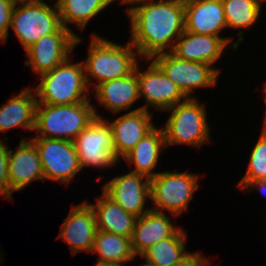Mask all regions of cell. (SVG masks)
<instances>
[{
  "label": "cell",
  "instance_id": "obj_1",
  "mask_svg": "<svg viewBox=\"0 0 266 266\" xmlns=\"http://www.w3.org/2000/svg\"><path fill=\"white\" fill-rule=\"evenodd\" d=\"M131 21L130 43L139 57L171 52L185 30L184 0H158L127 8ZM174 42V43H173Z\"/></svg>",
  "mask_w": 266,
  "mask_h": 266
},
{
  "label": "cell",
  "instance_id": "obj_2",
  "mask_svg": "<svg viewBox=\"0 0 266 266\" xmlns=\"http://www.w3.org/2000/svg\"><path fill=\"white\" fill-rule=\"evenodd\" d=\"M91 35L88 58L83 62L89 88L91 77L98 81L94 85L95 89L103 82L128 76L135 71L138 64L136 57L139 54L130 41L127 42V45H120L100 38L95 33Z\"/></svg>",
  "mask_w": 266,
  "mask_h": 266
},
{
  "label": "cell",
  "instance_id": "obj_3",
  "mask_svg": "<svg viewBox=\"0 0 266 266\" xmlns=\"http://www.w3.org/2000/svg\"><path fill=\"white\" fill-rule=\"evenodd\" d=\"M90 100L69 105L37 103L34 130L35 138L73 140L96 117Z\"/></svg>",
  "mask_w": 266,
  "mask_h": 266
},
{
  "label": "cell",
  "instance_id": "obj_4",
  "mask_svg": "<svg viewBox=\"0 0 266 266\" xmlns=\"http://www.w3.org/2000/svg\"><path fill=\"white\" fill-rule=\"evenodd\" d=\"M69 58L40 75L41 81L35 88L38 103L69 105L89 100L83 61L72 63Z\"/></svg>",
  "mask_w": 266,
  "mask_h": 266
},
{
  "label": "cell",
  "instance_id": "obj_5",
  "mask_svg": "<svg viewBox=\"0 0 266 266\" xmlns=\"http://www.w3.org/2000/svg\"><path fill=\"white\" fill-rule=\"evenodd\" d=\"M171 115L162 128L166 147L185 144L200 148L209 142L210 128L207 123L206 108L194 96L171 107Z\"/></svg>",
  "mask_w": 266,
  "mask_h": 266
},
{
  "label": "cell",
  "instance_id": "obj_6",
  "mask_svg": "<svg viewBox=\"0 0 266 266\" xmlns=\"http://www.w3.org/2000/svg\"><path fill=\"white\" fill-rule=\"evenodd\" d=\"M17 4H20L17 7ZM57 3L54 8L42 0H22L15 3L10 27L25 51L43 36L56 33L62 27Z\"/></svg>",
  "mask_w": 266,
  "mask_h": 266
},
{
  "label": "cell",
  "instance_id": "obj_7",
  "mask_svg": "<svg viewBox=\"0 0 266 266\" xmlns=\"http://www.w3.org/2000/svg\"><path fill=\"white\" fill-rule=\"evenodd\" d=\"M198 176L190 172H159L150 179V199L154 204L151 210H167L174 216L186 210L193 193L199 187Z\"/></svg>",
  "mask_w": 266,
  "mask_h": 266
},
{
  "label": "cell",
  "instance_id": "obj_8",
  "mask_svg": "<svg viewBox=\"0 0 266 266\" xmlns=\"http://www.w3.org/2000/svg\"><path fill=\"white\" fill-rule=\"evenodd\" d=\"M73 140L81 167H111L120 161L115 156L113 132L109 120L99 113Z\"/></svg>",
  "mask_w": 266,
  "mask_h": 266
},
{
  "label": "cell",
  "instance_id": "obj_9",
  "mask_svg": "<svg viewBox=\"0 0 266 266\" xmlns=\"http://www.w3.org/2000/svg\"><path fill=\"white\" fill-rule=\"evenodd\" d=\"M146 60H152L187 98L196 88L215 86L220 73L210 64L183 60L167 51Z\"/></svg>",
  "mask_w": 266,
  "mask_h": 266
},
{
  "label": "cell",
  "instance_id": "obj_10",
  "mask_svg": "<svg viewBox=\"0 0 266 266\" xmlns=\"http://www.w3.org/2000/svg\"><path fill=\"white\" fill-rule=\"evenodd\" d=\"M38 149L45 180L68 185L82 170L77 151L71 141L51 138H31Z\"/></svg>",
  "mask_w": 266,
  "mask_h": 266
},
{
  "label": "cell",
  "instance_id": "obj_11",
  "mask_svg": "<svg viewBox=\"0 0 266 266\" xmlns=\"http://www.w3.org/2000/svg\"><path fill=\"white\" fill-rule=\"evenodd\" d=\"M82 39L71 29L62 26L56 33L40 38L26 50L29 60L25 61L32 71L44 74L64 62Z\"/></svg>",
  "mask_w": 266,
  "mask_h": 266
},
{
  "label": "cell",
  "instance_id": "obj_12",
  "mask_svg": "<svg viewBox=\"0 0 266 266\" xmlns=\"http://www.w3.org/2000/svg\"><path fill=\"white\" fill-rule=\"evenodd\" d=\"M135 71L139 83V96L145 97L146 101L141 109L149 111L148 106H151L157 110L167 111L183 102V99H187L178 86L152 60L144 72H139L138 64Z\"/></svg>",
  "mask_w": 266,
  "mask_h": 266
},
{
  "label": "cell",
  "instance_id": "obj_13",
  "mask_svg": "<svg viewBox=\"0 0 266 266\" xmlns=\"http://www.w3.org/2000/svg\"><path fill=\"white\" fill-rule=\"evenodd\" d=\"M103 192L137 218L151 210L144 209L146 198H150V179L142 174L129 172L116 176L103 185Z\"/></svg>",
  "mask_w": 266,
  "mask_h": 266
},
{
  "label": "cell",
  "instance_id": "obj_14",
  "mask_svg": "<svg viewBox=\"0 0 266 266\" xmlns=\"http://www.w3.org/2000/svg\"><path fill=\"white\" fill-rule=\"evenodd\" d=\"M97 224L95 212L91 205L85 201L72 206L68 217L61 225L58 238L63 239L73 254L80 251L92 252Z\"/></svg>",
  "mask_w": 266,
  "mask_h": 266
},
{
  "label": "cell",
  "instance_id": "obj_15",
  "mask_svg": "<svg viewBox=\"0 0 266 266\" xmlns=\"http://www.w3.org/2000/svg\"><path fill=\"white\" fill-rule=\"evenodd\" d=\"M18 149H9L8 176L10 180V195L28 186L32 181L43 179L44 171L38 149L31 140L22 139Z\"/></svg>",
  "mask_w": 266,
  "mask_h": 266
},
{
  "label": "cell",
  "instance_id": "obj_16",
  "mask_svg": "<svg viewBox=\"0 0 266 266\" xmlns=\"http://www.w3.org/2000/svg\"><path fill=\"white\" fill-rule=\"evenodd\" d=\"M231 40V37L195 34L184 30L171 52L183 60L214 65Z\"/></svg>",
  "mask_w": 266,
  "mask_h": 266
},
{
  "label": "cell",
  "instance_id": "obj_17",
  "mask_svg": "<svg viewBox=\"0 0 266 266\" xmlns=\"http://www.w3.org/2000/svg\"><path fill=\"white\" fill-rule=\"evenodd\" d=\"M113 132L115 156L121 159L155 126L150 111L136 108L109 122Z\"/></svg>",
  "mask_w": 266,
  "mask_h": 266
},
{
  "label": "cell",
  "instance_id": "obj_18",
  "mask_svg": "<svg viewBox=\"0 0 266 266\" xmlns=\"http://www.w3.org/2000/svg\"><path fill=\"white\" fill-rule=\"evenodd\" d=\"M185 31L219 36L227 28L222 0H184Z\"/></svg>",
  "mask_w": 266,
  "mask_h": 266
},
{
  "label": "cell",
  "instance_id": "obj_19",
  "mask_svg": "<svg viewBox=\"0 0 266 266\" xmlns=\"http://www.w3.org/2000/svg\"><path fill=\"white\" fill-rule=\"evenodd\" d=\"M166 212L150 210L136 219L131 237L134 253L141 255L155 243L173 236L179 229Z\"/></svg>",
  "mask_w": 266,
  "mask_h": 266
},
{
  "label": "cell",
  "instance_id": "obj_20",
  "mask_svg": "<svg viewBox=\"0 0 266 266\" xmlns=\"http://www.w3.org/2000/svg\"><path fill=\"white\" fill-rule=\"evenodd\" d=\"M94 91L97 101L114 114L129 109L140 98L137 72L103 82Z\"/></svg>",
  "mask_w": 266,
  "mask_h": 266
},
{
  "label": "cell",
  "instance_id": "obj_21",
  "mask_svg": "<svg viewBox=\"0 0 266 266\" xmlns=\"http://www.w3.org/2000/svg\"><path fill=\"white\" fill-rule=\"evenodd\" d=\"M38 97L32 88H24L0 108V132L11 128L23 127L34 130Z\"/></svg>",
  "mask_w": 266,
  "mask_h": 266
},
{
  "label": "cell",
  "instance_id": "obj_22",
  "mask_svg": "<svg viewBox=\"0 0 266 266\" xmlns=\"http://www.w3.org/2000/svg\"><path fill=\"white\" fill-rule=\"evenodd\" d=\"M163 148H166L164 132L162 128L157 129V127H154L123 159L129 165L135 166L131 172L142 174L151 179L159 173L152 170L156 167L160 151Z\"/></svg>",
  "mask_w": 266,
  "mask_h": 266
},
{
  "label": "cell",
  "instance_id": "obj_23",
  "mask_svg": "<svg viewBox=\"0 0 266 266\" xmlns=\"http://www.w3.org/2000/svg\"><path fill=\"white\" fill-rule=\"evenodd\" d=\"M96 204L90 203L95 212L97 230L131 238L137 217L126 212L104 192Z\"/></svg>",
  "mask_w": 266,
  "mask_h": 266
},
{
  "label": "cell",
  "instance_id": "obj_24",
  "mask_svg": "<svg viewBox=\"0 0 266 266\" xmlns=\"http://www.w3.org/2000/svg\"><path fill=\"white\" fill-rule=\"evenodd\" d=\"M186 231L181 227L171 237L161 240L141 254L146 264L140 266H170L182 261L190 252L185 250Z\"/></svg>",
  "mask_w": 266,
  "mask_h": 266
},
{
  "label": "cell",
  "instance_id": "obj_25",
  "mask_svg": "<svg viewBox=\"0 0 266 266\" xmlns=\"http://www.w3.org/2000/svg\"><path fill=\"white\" fill-rule=\"evenodd\" d=\"M92 253H98L100 261L124 266L135 258L131 238L97 230Z\"/></svg>",
  "mask_w": 266,
  "mask_h": 266
},
{
  "label": "cell",
  "instance_id": "obj_26",
  "mask_svg": "<svg viewBox=\"0 0 266 266\" xmlns=\"http://www.w3.org/2000/svg\"><path fill=\"white\" fill-rule=\"evenodd\" d=\"M115 0H58L56 1L62 25L66 29L69 23L84 29L87 23L99 12L106 9Z\"/></svg>",
  "mask_w": 266,
  "mask_h": 266
},
{
  "label": "cell",
  "instance_id": "obj_27",
  "mask_svg": "<svg viewBox=\"0 0 266 266\" xmlns=\"http://www.w3.org/2000/svg\"><path fill=\"white\" fill-rule=\"evenodd\" d=\"M260 1L266 0H222L227 28H247L253 25L261 11Z\"/></svg>",
  "mask_w": 266,
  "mask_h": 266
},
{
  "label": "cell",
  "instance_id": "obj_28",
  "mask_svg": "<svg viewBox=\"0 0 266 266\" xmlns=\"http://www.w3.org/2000/svg\"><path fill=\"white\" fill-rule=\"evenodd\" d=\"M266 180V133H261L252 149L249 166L238 187L243 189L250 181Z\"/></svg>",
  "mask_w": 266,
  "mask_h": 266
},
{
  "label": "cell",
  "instance_id": "obj_29",
  "mask_svg": "<svg viewBox=\"0 0 266 266\" xmlns=\"http://www.w3.org/2000/svg\"><path fill=\"white\" fill-rule=\"evenodd\" d=\"M1 140V139H0ZM8 154L9 150L3 141H0V195L12 199L10 195V180L8 176Z\"/></svg>",
  "mask_w": 266,
  "mask_h": 266
},
{
  "label": "cell",
  "instance_id": "obj_30",
  "mask_svg": "<svg viewBox=\"0 0 266 266\" xmlns=\"http://www.w3.org/2000/svg\"><path fill=\"white\" fill-rule=\"evenodd\" d=\"M15 3L11 0H0V41L8 39L11 14Z\"/></svg>",
  "mask_w": 266,
  "mask_h": 266
},
{
  "label": "cell",
  "instance_id": "obj_31",
  "mask_svg": "<svg viewBox=\"0 0 266 266\" xmlns=\"http://www.w3.org/2000/svg\"><path fill=\"white\" fill-rule=\"evenodd\" d=\"M210 262L201 253L191 252L182 261L170 266H208Z\"/></svg>",
  "mask_w": 266,
  "mask_h": 266
},
{
  "label": "cell",
  "instance_id": "obj_32",
  "mask_svg": "<svg viewBox=\"0 0 266 266\" xmlns=\"http://www.w3.org/2000/svg\"><path fill=\"white\" fill-rule=\"evenodd\" d=\"M251 188H258L259 191H263L266 194V180L250 181L243 189L250 191Z\"/></svg>",
  "mask_w": 266,
  "mask_h": 266
},
{
  "label": "cell",
  "instance_id": "obj_33",
  "mask_svg": "<svg viewBox=\"0 0 266 266\" xmlns=\"http://www.w3.org/2000/svg\"><path fill=\"white\" fill-rule=\"evenodd\" d=\"M121 1V4L123 3H126V4H128V3H130V4H137L138 3V5H140V4H143V3H147V2H154L155 0H120ZM156 1H158V0H156Z\"/></svg>",
  "mask_w": 266,
  "mask_h": 266
},
{
  "label": "cell",
  "instance_id": "obj_34",
  "mask_svg": "<svg viewBox=\"0 0 266 266\" xmlns=\"http://www.w3.org/2000/svg\"><path fill=\"white\" fill-rule=\"evenodd\" d=\"M95 266H120V265L115 264V263H110V262H107V261L98 260L97 263L95 264Z\"/></svg>",
  "mask_w": 266,
  "mask_h": 266
},
{
  "label": "cell",
  "instance_id": "obj_35",
  "mask_svg": "<svg viewBox=\"0 0 266 266\" xmlns=\"http://www.w3.org/2000/svg\"><path fill=\"white\" fill-rule=\"evenodd\" d=\"M264 88H265L264 89V91H265L264 94H265V99H266V86ZM261 133H266V113H265V118H264V126H263V130L261 131Z\"/></svg>",
  "mask_w": 266,
  "mask_h": 266
},
{
  "label": "cell",
  "instance_id": "obj_36",
  "mask_svg": "<svg viewBox=\"0 0 266 266\" xmlns=\"http://www.w3.org/2000/svg\"><path fill=\"white\" fill-rule=\"evenodd\" d=\"M11 1L14 2V3H19L22 0H11Z\"/></svg>",
  "mask_w": 266,
  "mask_h": 266
}]
</instances>
